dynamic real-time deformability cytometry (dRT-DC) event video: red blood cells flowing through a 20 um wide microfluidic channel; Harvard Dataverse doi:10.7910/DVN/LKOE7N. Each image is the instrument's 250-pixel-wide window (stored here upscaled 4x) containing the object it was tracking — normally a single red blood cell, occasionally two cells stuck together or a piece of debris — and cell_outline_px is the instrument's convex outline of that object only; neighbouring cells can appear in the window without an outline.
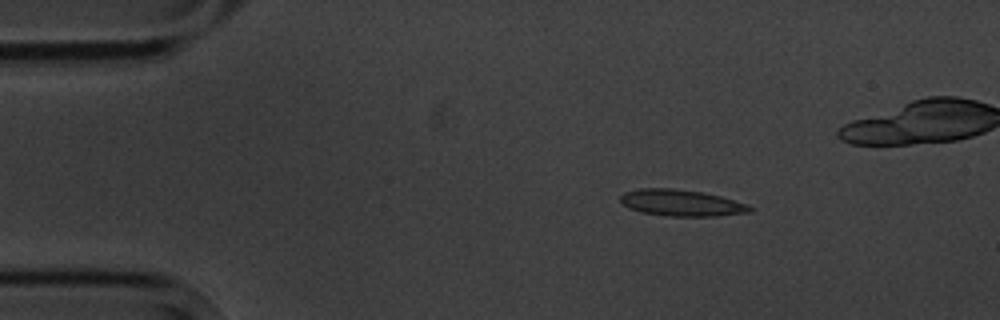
{"species": "common noctule bat (a hibernating species)", "species_latin": "Nyctalus noctula", "temperature_condition": "cold", "stored_images_in_passage": 6, "camera_frame_rate_fps": 3000, "um_per_image_px": 0.085, "animal": {"sex": "male", "body_mass_g": 20.1, "forearm_length_mm": 53.5}, "frame": {"image": 1, "passage_image": 3, "time_ms": 2.333, "image_size_px": [1000, 320], "cell_outline_px": [[752, 212], [716, 216], [668, 216], [644, 212], [628, 208], [620, 200], [620, 196], [624, 192], [640, 188], [672, 188], [700, 192], [720, 196], [748, 204], [752, 208]], "centroid_in_image_um": [57.92, 17.24], "position_along_channel_um": 27.1, "area_um2": 19.83}}